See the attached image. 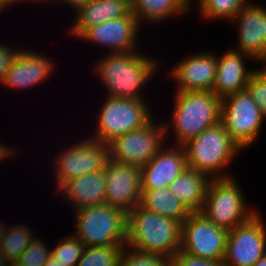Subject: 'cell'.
<instances>
[{
    "mask_svg": "<svg viewBox=\"0 0 266 266\" xmlns=\"http://www.w3.org/2000/svg\"><path fill=\"white\" fill-rule=\"evenodd\" d=\"M102 56L92 70L108 91L105 94L113 98L146 100L142 91L157 73L159 59L141 50Z\"/></svg>",
    "mask_w": 266,
    "mask_h": 266,
    "instance_id": "cell-1",
    "label": "cell"
},
{
    "mask_svg": "<svg viewBox=\"0 0 266 266\" xmlns=\"http://www.w3.org/2000/svg\"><path fill=\"white\" fill-rule=\"evenodd\" d=\"M174 93L171 118L167 122L164 119L163 122L165 142L169 134L172 135L174 132V145L183 146L204 130L220 122L221 99L212 91H174Z\"/></svg>",
    "mask_w": 266,
    "mask_h": 266,
    "instance_id": "cell-2",
    "label": "cell"
},
{
    "mask_svg": "<svg viewBox=\"0 0 266 266\" xmlns=\"http://www.w3.org/2000/svg\"><path fill=\"white\" fill-rule=\"evenodd\" d=\"M181 225L138 205L128 212L125 245L171 260L180 251Z\"/></svg>",
    "mask_w": 266,
    "mask_h": 266,
    "instance_id": "cell-3",
    "label": "cell"
},
{
    "mask_svg": "<svg viewBox=\"0 0 266 266\" xmlns=\"http://www.w3.org/2000/svg\"><path fill=\"white\" fill-rule=\"evenodd\" d=\"M183 146L187 166L206 175L209 179L234 176L228 172L229 167L243 151L230 137L221 122L204 130Z\"/></svg>",
    "mask_w": 266,
    "mask_h": 266,
    "instance_id": "cell-4",
    "label": "cell"
},
{
    "mask_svg": "<svg viewBox=\"0 0 266 266\" xmlns=\"http://www.w3.org/2000/svg\"><path fill=\"white\" fill-rule=\"evenodd\" d=\"M75 236L87 246L126 244L128 213L108 204L74 211Z\"/></svg>",
    "mask_w": 266,
    "mask_h": 266,
    "instance_id": "cell-5",
    "label": "cell"
},
{
    "mask_svg": "<svg viewBox=\"0 0 266 266\" xmlns=\"http://www.w3.org/2000/svg\"><path fill=\"white\" fill-rule=\"evenodd\" d=\"M242 187L234 176L222 179H210L200 211L216 226L232 230L248 221L258 209L248 206Z\"/></svg>",
    "mask_w": 266,
    "mask_h": 266,
    "instance_id": "cell-6",
    "label": "cell"
},
{
    "mask_svg": "<svg viewBox=\"0 0 266 266\" xmlns=\"http://www.w3.org/2000/svg\"><path fill=\"white\" fill-rule=\"evenodd\" d=\"M106 98L99 107L95 132L90 138L109 144L115 138L148 124L153 118L152 109L146 100ZM149 104V105H148Z\"/></svg>",
    "mask_w": 266,
    "mask_h": 266,
    "instance_id": "cell-7",
    "label": "cell"
},
{
    "mask_svg": "<svg viewBox=\"0 0 266 266\" xmlns=\"http://www.w3.org/2000/svg\"><path fill=\"white\" fill-rule=\"evenodd\" d=\"M264 121L261 109L247 89L221 100L220 122L243 152L258 141Z\"/></svg>",
    "mask_w": 266,
    "mask_h": 266,
    "instance_id": "cell-8",
    "label": "cell"
},
{
    "mask_svg": "<svg viewBox=\"0 0 266 266\" xmlns=\"http://www.w3.org/2000/svg\"><path fill=\"white\" fill-rule=\"evenodd\" d=\"M77 140L57 152L59 155L55 154L56 158L53 157L51 167H54L52 175L56 179L54 184L57 190L73 178L104 169L109 159L107 144L86 136Z\"/></svg>",
    "mask_w": 266,
    "mask_h": 266,
    "instance_id": "cell-9",
    "label": "cell"
},
{
    "mask_svg": "<svg viewBox=\"0 0 266 266\" xmlns=\"http://www.w3.org/2000/svg\"><path fill=\"white\" fill-rule=\"evenodd\" d=\"M153 118L145 126L115 138L108 144L109 158L122 164L143 167L165 143L163 121Z\"/></svg>",
    "mask_w": 266,
    "mask_h": 266,
    "instance_id": "cell-10",
    "label": "cell"
},
{
    "mask_svg": "<svg viewBox=\"0 0 266 266\" xmlns=\"http://www.w3.org/2000/svg\"><path fill=\"white\" fill-rule=\"evenodd\" d=\"M228 232L208 221L202 213H191L181 225L180 251L194 257L223 261Z\"/></svg>",
    "mask_w": 266,
    "mask_h": 266,
    "instance_id": "cell-11",
    "label": "cell"
},
{
    "mask_svg": "<svg viewBox=\"0 0 266 266\" xmlns=\"http://www.w3.org/2000/svg\"><path fill=\"white\" fill-rule=\"evenodd\" d=\"M266 255V225L258 211L248 221L229 230L224 266H254Z\"/></svg>",
    "mask_w": 266,
    "mask_h": 266,
    "instance_id": "cell-12",
    "label": "cell"
},
{
    "mask_svg": "<svg viewBox=\"0 0 266 266\" xmlns=\"http://www.w3.org/2000/svg\"><path fill=\"white\" fill-rule=\"evenodd\" d=\"M140 26L129 10L123 17L102 22L88 28L78 40L105 47L110 54L127 53L140 49ZM139 36V37H138ZM139 39V40H138ZM138 47V48H137Z\"/></svg>",
    "mask_w": 266,
    "mask_h": 266,
    "instance_id": "cell-13",
    "label": "cell"
},
{
    "mask_svg": "<svg viewBox=\"0 0 266 266\" xmlns=\"http://www.w3.org/2000/svg\"><path fill=\"white\" fill-rule=\"evenodd\" d=\"M230 22L238 25V45L233 49L266 66V5L250 0Z\"/></svg>",
    "mask_w": 266,
    "mask_h": 266,
    "instance_id": "cell-14",
    "label": "cell"
},
{
    "mask_svg": "<svg viewBox=\"0 0 266 266\" xmlns=\"http://www.w3.org/2000/svg\"><path fill=\"white\" fill-rule=\"evenodd\" d=\"M104 174L106 204L121 208L127 213L140 204L142 184L139 167L118 163L109 158Z\"/></svg>",
    "mask_w": 266,
    "mask_h": 266,
    "instance_id": "cell-15",
    "label": "cell"
},
{
    "mask_svg": "<svg viewBox=\"0 0 266 266\" xmlns=\"http://www.w3.org/2000/svg\"><path fill=\"white\" fill-rule=\"evenodd\" d=\"M216 72L217 54L205 50L185 56L175 63L169 70V77L175 81V91H212Z\"/></svg>",
    "mask_w": 266,
    "mask_h": 266,
    "instance_id": "cell-16",
    "label": "cell"
},
{
    "mask_svg": "<svg viewBox=\"0 0 266 266\" xmlns=\"http://www.w3.org/2000/svg\"><path fill=\"white\" fill-rule=\"evenodd\" d=\"M21 47L11 63L1 85L9 89H31L47 80L55 72V61L35 50Z\"/></svg>",
    "mask_w": 266,
    "mask_h": 266,
    "instance_id": "cell-17",
    "label": "cell"
},
{
    "mask_svg": "<svg viewBox=\"0 0 266 266\" xmlns=\"http://www.w3.org/2000/svg\"><path fill=\"white\" fill-rule=\"evenodd\" d=\"M174 146L164 143L154 158L140 168L142 191L169 187L188 167L184 146Z\"/></svg>",
    "mask_w": 266,
    "mask_h": 266,
    "instance_id": "cell-18",
    "label": "cell"
},
{
    "mask_svg": "<svg viewBox=\"0 0 266 266\" xmlns=\"http://www.w3.org/2000/svg\"><path fill=\"white\" fill-rule=\"evenodd\" d=\"M247 58V59H246ZM255 62L250 56L227 48L217 55L216 80L212 92L221 100L246 89L249 78L257 68H247L246 61Z\"/></svg>",
    "mask_w": 266,
    "mask_h": 266,
    "instance_id": "cell-19",
    "label": "cell"
},
{
    "mask_svg": "<svg viewBox=\"0 0 266 266\" xmlns=\"http://www.w3.org/2000/svg\"><path fill=\"white\" fill-rule=\"evenodd\" d=\"M66 203H71L73 211L81 208L105 204L106 188L104 169L91 172L65 182L58 190Z\"/></svg>",
    "mask_w": 266,
    "mask_h": 266,
    "instance_id": "cell-20",
    "label": "cell"
},
{
    "mask_svg": "<svg viewBox=\"0 0 266 266\" xmlns=\"http://www.w3.org/2000/svg\"><path fill=\"white\" fill-rule=\"evenodd\" d=\"M129 8L123 3L114 0H92L73 13L69 33L78 38L90 27L113 19L123 17Z\"/></svg>",
    "mask_w": 266,
    "mask_h": 266,
    "instance_id": "cell-21",
    "label": "cell"
},
{
    "mask_svg": "<svg viewBox=\"0 0 266 266\" xmlns=\"http://www.w3.org/2000/svg\"><path fill=\"white\" fill-rule=\"evenodd\" d=\"M210 179L187 167L169 186V190L188 208L191 213L200 212Z\"/></svg>",
    "mask_w": 266,
    "mask_h": 266,
    "instance_id": "cell-22",
    "label": "cell"
},
{
    "mask_svg": "<svg viewBox=\"0 0 266 266\" xmlns=\"http://www.w3.org/2000/svg\"><path fill=\"white\" fill-rule=\"evenodd\" d=\"M129 10L134 14L139 26L163 23L175 16L192 12L181 0H132Z\"/></svg>",
    "mask_w": 266,
    "mask_h": 266,
    "instance_id": "cell-23",
    "label": "cell"
},
{
    "mask_svg": "<svg viewBox=\"0 0 266 266\" xmlns=\"http://www.w3.org/2000/svg\"><path fill=\"white\" fill-rule=\"evenodd\" d=\"M142 208L168 217L181 224L190 216L188 208L169 190V187L142 191Z\"/></svg>",
    "mask_w": 266,
    "mask_h": 266,
    "instance_id": "cell-24",
    "label": "cell"
},
{
    "mask_svg": "<svg viewBox=\"0 0 266 266\" xmlns=\"http://www.w3.org/2000/svg\"><path fill=\"white\" fill-rule=\"evenodd\" d=\"M29 226L25 224L5 225L0 240V252L8 261H17L30 242L36 238Z\"/></svg>",
    "mask_w": 266,
    "mask_h": 266,
    "instance_id": "cell-25",
    "label": "cell"
},
{
    "mask_svg": "<svg viewBox=\"0 0 266 266\" xmlns=\"http://www.w3.org/2000/svg\"><path fill=\"white\" fill-rule=\"evenodd\" d=\"M249 0H198L195 7L200 11L203 21L224 20L228 23L239 12V10L247 5Z\"/></svg>",
    "mask_w": 266,
    "mask_h": 266,
    "instance_id": "cell-26",
    "label": "cell"
},
{
    "mask_svg": "<svg viewBox=\"0 0 266 266\" xmlns=\"http://www.w3.org/2000/svg\"><path fill=\"white\" fill-rule=\"evenodd\" d=\"M124 245L87 246L76 266H119Z\"/></svg>",
    "mask_w": 266,
    "mask_h": 266,
    "instance_id": "cell-27",
    "label": "cell"
},
{
    "mask_svg": "<svg viewBox=\"0 0 266 266\" xmlns=\"http://www.w3.org/2000/svg\"><path fill=\"white\" fill-rule=\"evenodd\" d=\"M52 248L51 255L53 257L66 266H76L83 254L85 245L72 233L61 238L56 247Z\"/></svg>",
    "mask_w": 266,
    "mask_h": 266,
    "instance_id": "cell-28",
    "label": "cell"
},
{
    "mask_svg": "<svg viewBox=\"0 0 266 266\" xmlns=\"http://www.w3.org/2000/svg\"><path fill=\"white\" fill-rule=\"evenodd\" d=\"M119 266H170L166 257L124 245Z\"/></svg>",
    "mask_w": 266,
    "mask_h": 266,
    "instance_id": "cell-29",
    "label": "cell"
},
{
    "mask_svg": "<svg viewBox=\"0 0 266 266\" xmlns=\"http://www.w3.org/2000/svg\"><path fill=\"white\" fill-rule=\"evenodd\" d=\"M246 89L261 109L266 121V66L258 67L249 78Z\"/></svg>",
    "mask_w": 266,
    "mask_h": 266,
    "instance_id": "cell-30",
    "label": "cell"
},
{
    "mask_svg": "<svg viewBox=\"0 0 266 266\" xmlns=\"http://www.w3.org/2000/svg\"><path fill=\"white\" fill-rule=\"evenodd\" d=\"M42 240L36 236L17 261L23 266H43L51 255V249Z\"/></svg>",
    "mask_w": 266,
    "mask_h": 266,
    "instance_id": "cell-31",
    "label": "cell"
},
{
    "mask_svg": "<svg viewBox=\"0 0 266 266\" xmlns=\"http://www.w3.org/2000/svg\"><path fill=\"white\" fill-rule=\"evenodd\" d=\"M170 266H224L223 261H214L188 255L179 251L171 260Z\"/></svg>",
    "mask_w": 266,
    "mask_h": 266,
    "instance_id": "cell-32",
    "label": "cell"
},
{
    "mask_svg": "<svg viewBox=\"0 0 266 266\" xmlns=\"http://www.w3.org/2000/svg\"><path fill=\"white\" fill-rule=\"evenodd\" d=\"M3 43H0V83L4 80L13 59L21 49H18V46L15 49L14 46Z\"/></svg>",
    "mask_w": 266,
    "mask_h": 266,
    "instance_id": "cell-33",
    "label": "cell"
},
{
    "mask_svg": "<svg viewBox=\"0 0 266 266\" xmlns=\"http://www.w3.org/2000/svg\"><path fill=\"white\" fill-rule=\"evenodd\" d=\"M61 1L64 6L70 7L71 10L75 13L78 11L81 7H84L85 5L89 4L92 0H54V2Z\"/></svg>",
    "mask_w": 266,
    "mask_h": 266,
    "instance_id": "cell-34",
    "label": "cell"
},
{
    "mask_svg": "<svg viewBox=\"0 0 266 266\" xmlns=\"http://www.w3.org/2000/svg\"><path fill=\"white\" fill-rule=\"evenodd\" d=\"M43 266H66V265L60 262L59 260H57V258L50 255V257L48 258V260L45 262Z\"/></svg>",
    "mask_w": 266,
    "mask_h": 266,
    "instance_id": "cell-35",
    "label": "cell"
},
{
    "mask_svg": "<svg viewBox=\"0 0 266 266\" xmlns=\"http://www.w3.org/2000/svg\"><path fill=\"white\" fill-rule=\"evenodd\" d=\"M23 1V3L25 2H28V3H30L31 2V4L32 3H39L40 2V4L41 3H47V2H49V4H50V1L52 2V1H54V0H11V3L14 5V4H19V2H22Z\"/></svg>",
    "mask_w": 266,
    "mask_h": 266,
    "instance_id": "cell-36",
    "label": "cell"
},
{
    "mask_svg": "<svg viewBox=\"0 0 266 266\" xmlns=\"http://www.w3.org/2000/svg\"><path fill=\"white\" fill-rule=\"evenodd\" d=\"M12 5L11 0H0V9L4 12ZM7 7V8H6Z\"/></svg>",
    "mask_w": 266,
    "mask_h": 266,
    "instance_id": "cell-37",
    "label": "cell"
},
{
    "mask_svg": "<svg viewBox=\"0 0 266 266\" xmlns=\"http://www.w3.org/2000/svg\"><path fill=\"white\" fill-rule=\"evenodd\" d=\"M254 266H266V255L258 259Z\"/></svg>",
    "mask_w": 266,
    "mask_h": 266,
    "instance_id": "cell-38",
    "label": "cell"
},
{
    "mask_svg": "<svg viewBox=\"0 0 266 266\" xmlns=\"http://www.w3.org/2000/svg\"><path fill=\"white\" fill-rule=\"evenodd\" d=\"M191 11L192 9H194L192 6H194L193 4L195 3V1L193 0H181ZM194 2V3H193ZM196 2H198V0H196Z\"/></svg>",
    "mask_w": 266,
    "mask_h": 266,
    "instance_id": "cell-39",
    "label": "cell"
},
{
    "mask_svg": "<svg viewBox=\"0 0 266 266\" xmlns=\"http://www.w3.org/2000/svg\"><path fill=\"white\" fill-rule=\"evenodd\" d=\"M8 260L5 258V256L0 252V266H7Z\"/></svg>",
    "mask_w": 266,
    "mask_h": 266,
    "instance_id": "cell-40",
    "label": "cell"
},
{
    "mask_svg": "<svg viewBox=\"0 0 266 266\" xmlns=\"http://www.w3.org/2000/svg\"><path fill=\"white\" fill-rule=\"evenodd\" d=\"M7 266H23L19 261H9Z\"/></svg>",
    "mask_w": 266,
    "mask_h": 266,
    "instance_id": "cell-41",
    "label": "cell"
},
{
    "mask_svg": "<svg viewBox=\"0 0 266 266\" xmlns=\"http://www.w3.org/2000/svg\"><path fill=\"white\" fill-rule=\"evenodd\" d=\"M114 1L123 2L128 8L130 7L132 2V0H114Z\"/></svg>",
    "mask_w": 266,
    "mask_h": 266,
    "instance_id": "cell-42",
    "label": "cell"
},
{
    "mask_svg": "<svg viewBox=\"0 0 266 266\" xmlns=\"http://www.w3.org/2000/svg\"><path fill=\"white\" fill-rule=\"evenodd\" d=\"M4 227H5V224L0 221V240H1L2 235H3Z\"/></svg>",
    "mask_w": 266,
    "mask_h": 266,
    "instance_id": "cell-43",
    "label": "cell"
}]
</instances>
